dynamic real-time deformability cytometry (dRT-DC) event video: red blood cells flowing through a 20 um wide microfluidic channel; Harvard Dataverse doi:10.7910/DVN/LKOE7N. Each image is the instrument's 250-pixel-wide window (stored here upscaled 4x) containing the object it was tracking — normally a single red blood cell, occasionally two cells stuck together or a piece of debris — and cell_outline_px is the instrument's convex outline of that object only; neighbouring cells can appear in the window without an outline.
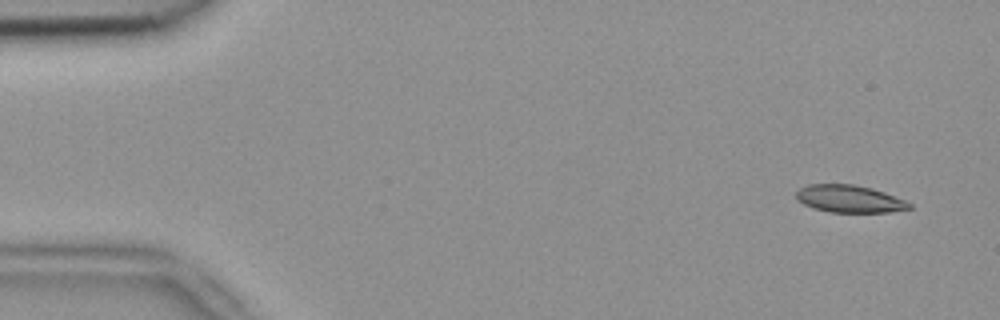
{"species": "common noctule bat (a hibernating species)", "species_latin": "Nyctalus noctula", "temperature_condition": "room temperature", "stored_images_in_passage": 7, "camera_frame_rate_fps": 3000, "um_per_image_px": 0.085, "animal": {"sex": "female", "body_mass_g": 18.4}, "frame": {"image": 1, "passage_image": 1, "time_ms": 0.0, "image_size_px": [1000, 320], "cell_outline_px": [[912, 208], [888, 212], [828, 212], [812, 208], [796, 200], [796, 192], [800, 188], [808, 184], [852, 184], [872, 188], [884, 192], [904, 200], [912, 204]], "centroid_in_image_um": [72.17, 16.9], "position_along_channel_um": 12.8, "area_um2": 18.09}}
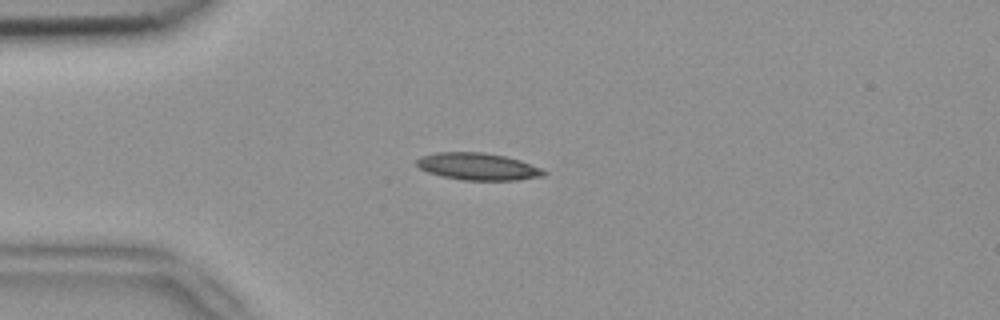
{"frame": {"image": 2, "passage_image": 3, "time_ms": 0.667, "image_size_px": [1000, 320], "cell_outline_px": [[548, 172], [544, 176], [516, 180], [464, 180], [444, 176], [428, 172], [420, 168], [416, 164], [416, 160], [420, 156], [436, 152], [484, 152], [504, 156], [520, 160], [540, 168]], "centroid_in_image_um": [40.62, 14.15], "position_along_channel_um": 44.4, "area_um2": 20.0}}
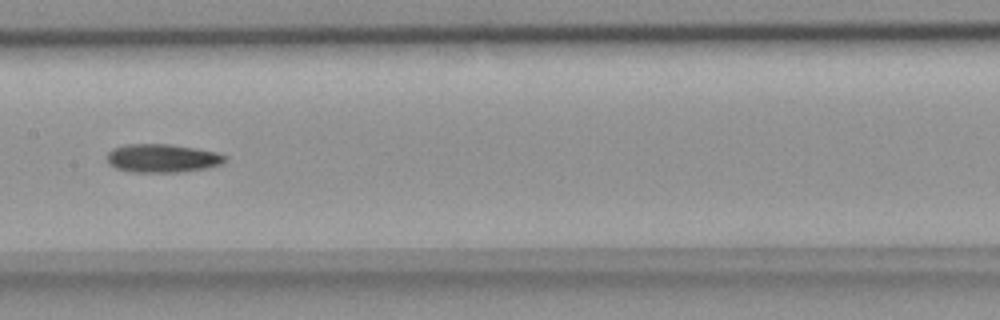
{"frame": {"image": 3, "passage_image": 7, "time_ms": 2.0, "image_size_px": [1000, 320], "cell_outline_px": [[228, 156], [220, 164], [208, 168], [180, 172], [132, 172], [116, 168], [108, 164], [108, 152], [112, 148], [124, 144], [168, 144], [216, 152]], "centroid_in_image_um": [13.77, 13.45], "position_along_channel_um": 193.6, "area_um2": 19.48}}